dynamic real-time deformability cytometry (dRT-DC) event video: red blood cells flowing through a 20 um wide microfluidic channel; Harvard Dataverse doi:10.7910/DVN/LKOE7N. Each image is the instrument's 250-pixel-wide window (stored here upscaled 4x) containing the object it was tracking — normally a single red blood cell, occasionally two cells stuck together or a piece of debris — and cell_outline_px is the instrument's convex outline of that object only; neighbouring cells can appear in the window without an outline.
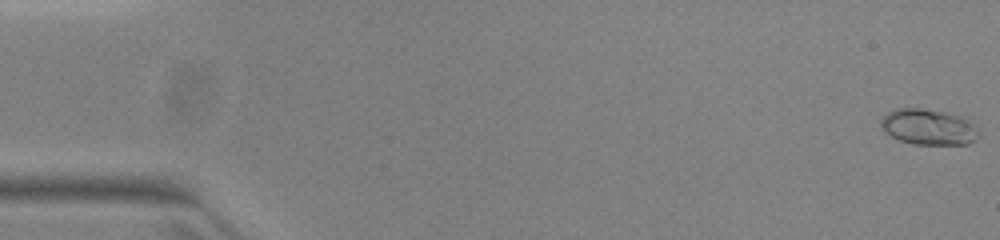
{"species": "common noctule bat (a hibernating species)", "species_latin": "Nyctalus noctula", "temperature_condition": "warm", "stored_images_in_passage": 52, "camera_frame_rate_fps": 3000, "um_per_image_px": 0.085, "animal": {"sex": "female", "body_mass_g": 23.0, "forearm_length_mm": 53.4}, "frame": {"image": 1, "passage_image": 1, "time_ms": 0.0, "image_size_px": [1000, 240], "cell_outline_px": [[980, 136], [968, 144], [916, 144], [900, 140], [884, 132], [880, 128], [880, 120], [888, 112], [896, 108], [920, 108], [948, 112], [960, 116], [968, 120], [980, 132]], "centroid_in_image_um": [78.91, 10.78], "position_along_channel_um": 6.1, "area_um2": 20.46}}
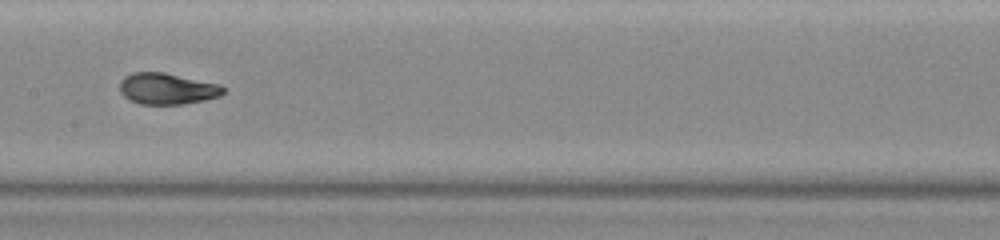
{"frame": {"image": 2, "passage_image": 27, "time_ms": 8.667, "image_size_px": [1000, 240], "cell_outline_px": [[224, 92], [220, 96], [204, 100], [180, 104], [140, 104], [124, 96], [120, 92], [120, 80], [124, 76], [132, 72], [164, 72], [220, 84], [224, 88]], "centroid_in_image_um": [14.19, 7.53], "position_along_channel_um": 193.2, "area_um2": 18.84}}
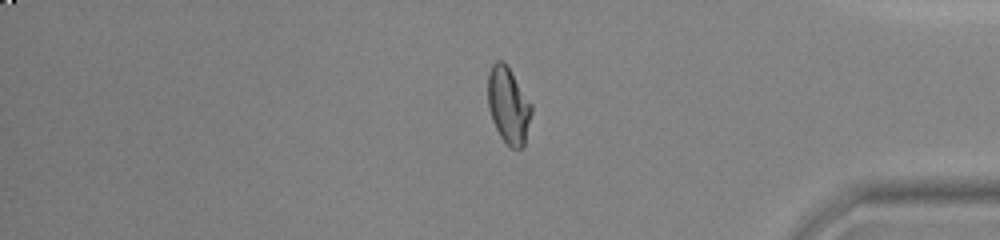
{"frame": {"image": 3, "passage_image": 44, "time_ms": 14.333, "image_size_px": [1000, 240], "cell_outline_px": [[532, 112], [524, 148], [512, 148], [500, 136], [492, 120], [488, 104], [488, 72], [492, 64], [496, 60], [504, 60], [532, 104]], "centroid_in_image_um": [43.22, 8.94], "position_along_channel_um": 392.0, "area_um2": 19.48}, "authors_computed_cell_mechanics": {"area_um2": 18.8428, "velocity_mm_per_s": 3.966, "shape_relaxation_time_tau1_ms": 3.7047, "shape_relaxation_time_tau2_ms": null, "deformation_change_tau1": 0.1801, "deformation_change_tau2": null}}